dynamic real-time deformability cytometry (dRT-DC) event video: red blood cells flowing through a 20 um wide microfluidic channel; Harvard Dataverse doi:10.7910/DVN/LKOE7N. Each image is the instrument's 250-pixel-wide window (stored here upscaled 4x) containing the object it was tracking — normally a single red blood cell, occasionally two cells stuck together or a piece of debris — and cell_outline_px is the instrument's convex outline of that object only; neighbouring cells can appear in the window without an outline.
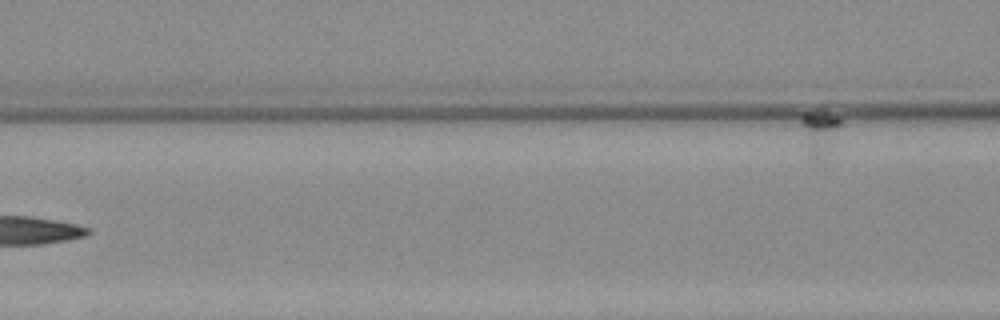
{"species": "Egyptian fruit bat (a non-hibernating species)", "species_latin": "Rousettus aegyptiacus", "temperature_condition": "warm", "stored_images_in_passage": 6, "segment_of_instrument_passage": [2, 2], "camera_frame_rate_fps": 3000, "um_per_image_px": 0.085, "animal": {"sex": "female"}, "frame": {"image": 1, "passage_image": 6, "time_ms": 7.0, "image_size_px": [1000, 320], "cell_outline_px": [[844, 120], [828, 152], [820, 164], [808, 156], [800, 120], [800, 116], [804, 112], [824, 112], [836, 116]], "centroid_in_image_um": [69.66, 11.31], "position_along_channel_um": 96.9, "area_um2": 10.52}}